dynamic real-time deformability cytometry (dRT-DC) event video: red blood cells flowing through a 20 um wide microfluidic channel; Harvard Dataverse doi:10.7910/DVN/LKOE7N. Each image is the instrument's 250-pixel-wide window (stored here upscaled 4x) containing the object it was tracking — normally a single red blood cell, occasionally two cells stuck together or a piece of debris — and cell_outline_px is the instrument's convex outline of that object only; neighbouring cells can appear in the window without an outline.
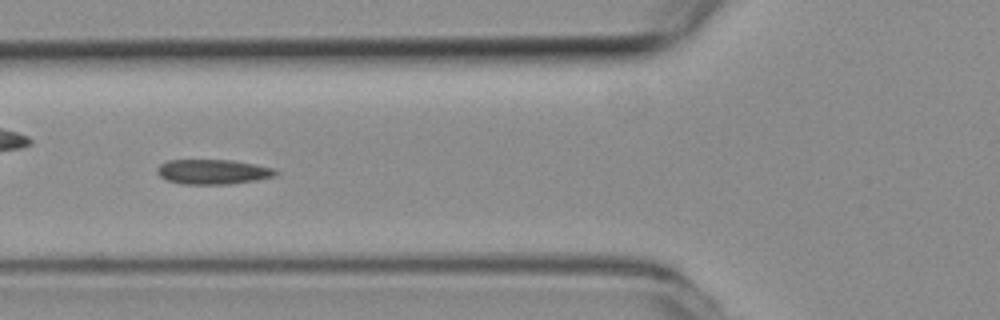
{"species": "common noctule bat (a hibernating species)", "species_latin": "Nyctalus noctula", "temperature_condition": "room temperature", "stored_images_in_passage": 54, "camera_frame_rate_fps": 3000, "um_per_image_px": 0.085, "animal": {"sex": "female", "body_mass_g": 19.3, "forearm_length_mm": 54.1}, "frame": {"image": 1, "passage_image": 20, "time_ms": 6.333, "image_size_px": [1000, 320], "cell_outline_px": [[280, 172], [276, 176], [256, 180], [232, 184], [180, 184], [168, 180], [160, 176], [156, 172], [156, 168], [160, 164], [168, 160], [232, 160], [276, 168]], "centroid_in_image_um": [18.13, 14.6], "position_along_channel_um": 107.7, "area_um2": 17.34}}
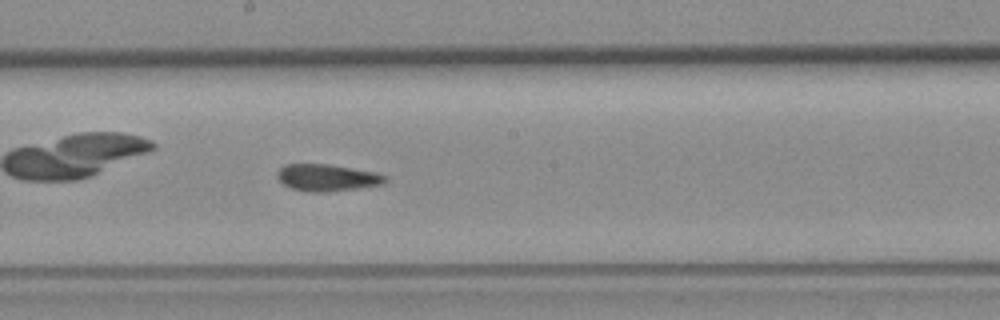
{"frame": {"image": 2, "passage_image": 29, "time_ms": 9.333, "image_size_px": [1000, 320], "cell_outline_px": [[388, 180], [384, 184], [328, 192], [308, 192], [288, 188], [276, 176], [276, 172], [280, 168], [288, 164], [328, 164], [376, 172], [388, 176]], "centroid_in_image_um": [27.81, 15.1], "position_along_channel_um": 220.4, "area_um2": 17.05}}
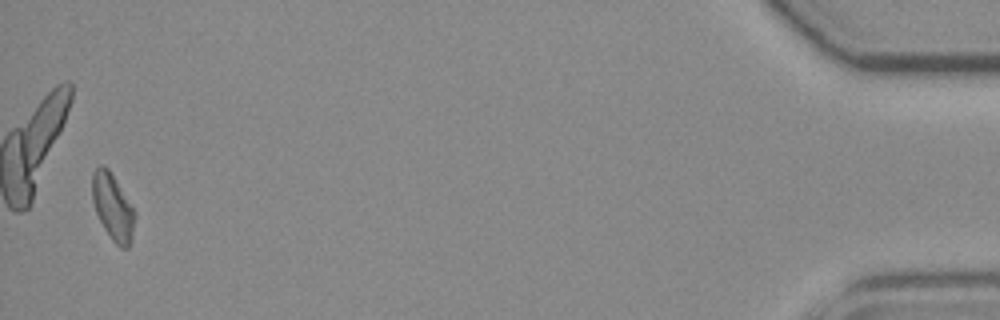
{"frame": {"image": 3, "passage_image": 53, "time_ms": 17.333, "image_size_px": [1000, 320], "cell_outline_px": [[136, 212], [132, 236], [128, 248], [120, 248], [112, 240], [104, 228], [96, 212], [92, 200], [92, 172], [100, 164], [104, 164], [108, 168], [132, 204]], "centroid_in_image_um": [9.59, 17.57], "position_along_channel_um": 425.6, "area_um2": 16.59}, "authors_computed_cell_mechanics": {"area_um2": 17.0221, "velocity_mm_per_s": 3.7588, "shape_relaxation_time_tau1_ms": null, "shape_relaxation_time_tau2_ms": 2.2866, "deformation_change_tau1": null, "deformation_change_tau2": 0.0664}}